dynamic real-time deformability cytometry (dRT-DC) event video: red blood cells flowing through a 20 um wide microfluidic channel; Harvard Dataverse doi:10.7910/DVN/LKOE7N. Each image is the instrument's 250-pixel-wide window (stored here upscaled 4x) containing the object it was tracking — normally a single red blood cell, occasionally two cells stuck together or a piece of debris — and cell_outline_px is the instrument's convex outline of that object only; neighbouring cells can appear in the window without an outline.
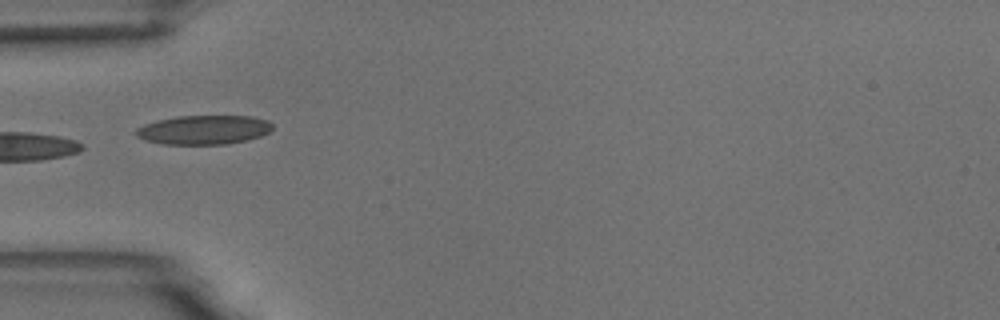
{"species": "common noctule bat (a hibernating species)", "species_latin": "Nyctalus noctula", "temperature_condition": "room temperature", "stored_images_in_passage": 6, "camera_frame_rate_fps": 3000, "um_per_image_px": 0.085, "animal": {"sex": "male", "body_mass_g": 18.8}, "frame": {"image": 1, "passage_image": 4, "time_ms": 4.333, "image_size_px": [1000, 320], "cell_outline_px": [[272, 128], [268, 132], [260, 136], [248, 140], [228, 144], [164, 144], [144, 140], [136, 136], [132, 132], [136, 128], [144, 124], [156, 120], [176, 116], [252, 116], [268, 120], [272, 124]], "centroid_in_image_um": [17.28, 11.03], "position_along_channel_um": 67.7, "area_um2": 23.41}}